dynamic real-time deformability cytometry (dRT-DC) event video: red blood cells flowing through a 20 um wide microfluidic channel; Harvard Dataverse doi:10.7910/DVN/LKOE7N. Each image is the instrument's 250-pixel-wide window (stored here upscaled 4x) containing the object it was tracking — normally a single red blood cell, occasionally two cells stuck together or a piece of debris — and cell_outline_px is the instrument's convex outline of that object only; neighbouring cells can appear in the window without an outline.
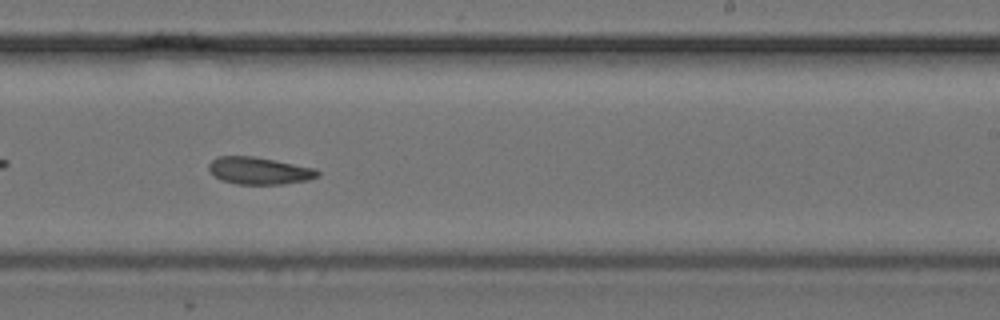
{"species": "common noctule bat (a hibernating species)", "species_latin": "Nyctalus noctula", "temperature_condition": "cold", "stored_images_in_passage": 34, "camera_frame_rate_fps": 3000, "um_per_image_px": 0.085, "animal": {"sex": "female", "body_mass_g": 24.6, "forearm_length_mm": 56.2}, "frame": {"image": 1, "passage_image": 20, "time_ms": 6.333, "image_size_px": [1000, 320], "cell_outline_px": [[320, 176], [308, 180], [284, 184], [236, 184], [220, 180], [208, 168], [208, 164], [212, 160], [220, 156], [252, 156], [276, 160], [316, 168], [320, 172]], "centroid_in_image_um": [22.07, 14.51], "position_along_channel_um": 266.9, "area_um2": 17.34}}